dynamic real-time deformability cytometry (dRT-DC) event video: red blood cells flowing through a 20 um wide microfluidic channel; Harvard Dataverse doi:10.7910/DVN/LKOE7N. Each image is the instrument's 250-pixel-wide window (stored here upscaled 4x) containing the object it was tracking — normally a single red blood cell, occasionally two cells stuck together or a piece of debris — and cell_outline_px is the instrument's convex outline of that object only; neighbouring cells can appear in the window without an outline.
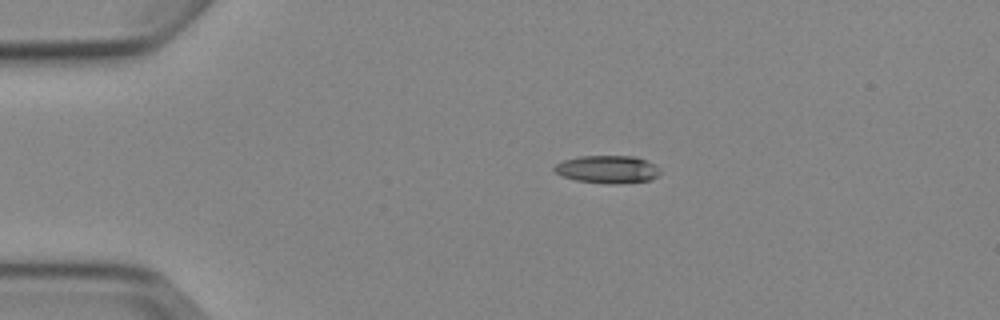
{"species": "Egyptian fruit bat (a non-hibernating species)", "species_latin": "Rousettus aegyptiacus", "temperature_condition": "cold", "stored_images_in_passage": 5, "camera_frame_rate_fps": 3000, "um_per_image_px": 0.085, "animal": {"sex": "female"}, "frame": {"image": 1, "passage_image": 2, "time_ms": 2.0, "image_size_px": [1000, 320], "cell_outline_px": [[660, 172], [656, 176], [648, 180], [612, 184], [608, 184], [576, 180], [564, 176], [556, 172], [552, 168], [556, 164], [564, 160], [580, 156], [636, 156], [656, 164], [660, 168]], "centroid_in_image_um": [51.65, 14.38], "position_along_channel_um": 33.3, "area_um2": 16.99}}
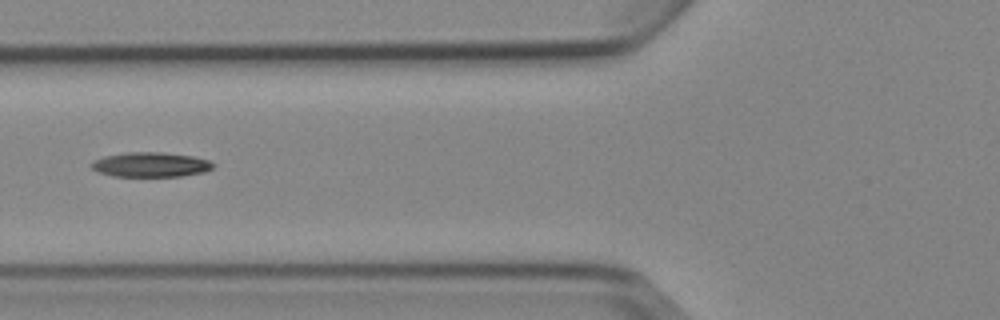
{"frame": {"image": 2, "passage_image": 5, "time_ms": 5.333, "image_size_px": [1000, 320], "cell_outline_px": [[216, 164], [212, 168], [204, 172], [180, 176], [112, 176], [96, 172], [92, 168], [92, 160], [104, 156], [124, 152], [160, 152], [192, 156], [208, 160]], "centroid_in_image_um": [12.78, 13.99], "position_along_channel_um": 113.0, "area_um2": 17.57}}